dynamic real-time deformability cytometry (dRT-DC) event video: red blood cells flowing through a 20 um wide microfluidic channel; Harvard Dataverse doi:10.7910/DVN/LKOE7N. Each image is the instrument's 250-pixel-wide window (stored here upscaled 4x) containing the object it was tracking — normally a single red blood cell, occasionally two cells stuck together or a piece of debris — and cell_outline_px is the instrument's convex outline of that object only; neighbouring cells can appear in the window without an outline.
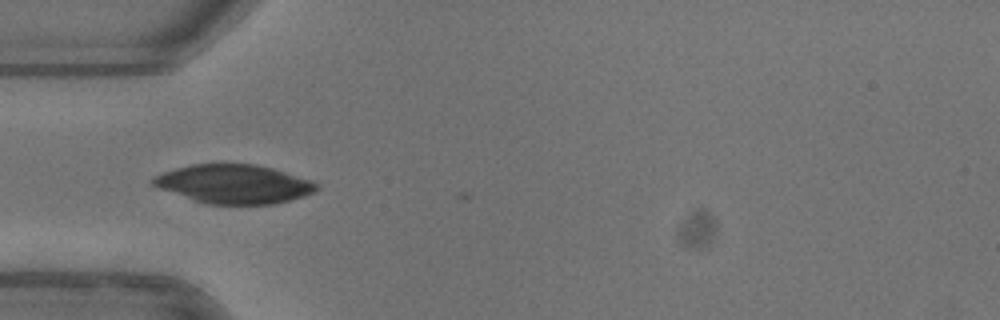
{"species": "common noctule bat (a hibernating species)", "species_latin": "Nyctalus noctula", "temperature_condition": "warm", "stored_images_in_passage": 8, "camera_frame_rate_fps": 3000, "um_per_image_px": 0.085, "animal": {"sex": "female"}, "frame": {"image": 1, "passage_image": 2, "time_ms": 0.333, "image_size_px": [1000, 320], "cell_outline_px": [[320, 188], [312, 192], [276, 204], [204, 204], [160, 188], [152, 184], [152, 176], [176, 168], [192, 164], [256, 164], [272, 168], [312, 180]], "centroid_in_image_um": [19.87, 15.64], "position_along_channel_um": 65.1, "area_um2": 36.7}}
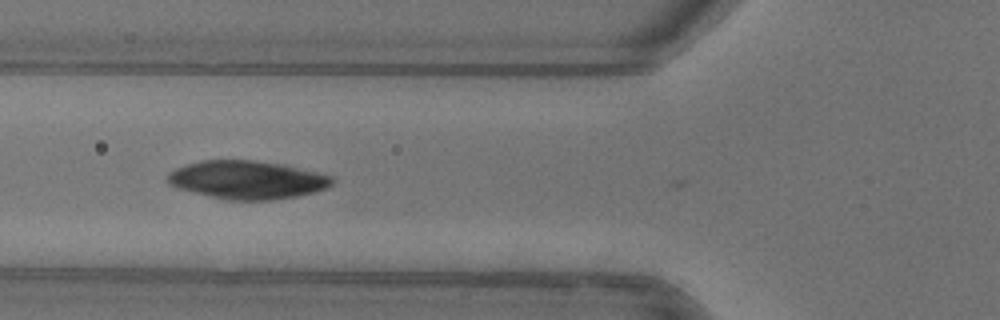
{"frame": {"image": 2, "passage_image": 5, "time_ms": 1.333, "image_size_px": [1000, 320], "cell_outline_px": [[336, 180], [328, 188], [296, 196], [272, 200], [228, 200], [176, 188], [168, 184], [168, 176], [176, 168], [188, 164], [204, 160], [252, 160], [284, 164], [332, 176]], "centroid_in_image_um": [21.04, 15.29], "position_along_channel_um": 104.8, "area_um2": 36.47}}